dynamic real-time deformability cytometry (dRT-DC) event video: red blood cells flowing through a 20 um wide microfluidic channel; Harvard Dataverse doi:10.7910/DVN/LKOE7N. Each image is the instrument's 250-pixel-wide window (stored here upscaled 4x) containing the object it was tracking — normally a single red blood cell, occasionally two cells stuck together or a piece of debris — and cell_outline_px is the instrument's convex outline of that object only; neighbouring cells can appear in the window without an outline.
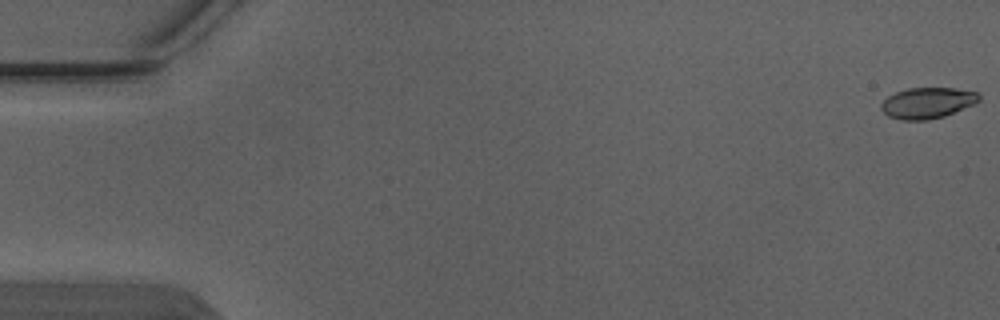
{"species": "Egyptian fruit bat (a non-hibernating species)", "species_latin": "Rousettus aegyptiacus", "temperature_condition": "warm", "stored_images_in_passage": 5, "camera_frame_rate_fps": 3000, "um_per_image_px": 0.085, "animal": {"sex": "male"}, "frame": {"image": 1, "passage_image": 1, "time_ms": 0.0, "image_size_px": [1000, 320], "cell_outline_px": [[980, 100], [972, 104], [944, 116], [928, 120], [900, 120], [888, 116], [880, 108], [880, 104], [888, 96], [896, 92], [908, 88], [956, 88], [976, 92], [980, 96]], "centroid_in_image_um": [78.79, 8.75], "position_along_channel_um": 6.2, "area_um2": 17.51}}
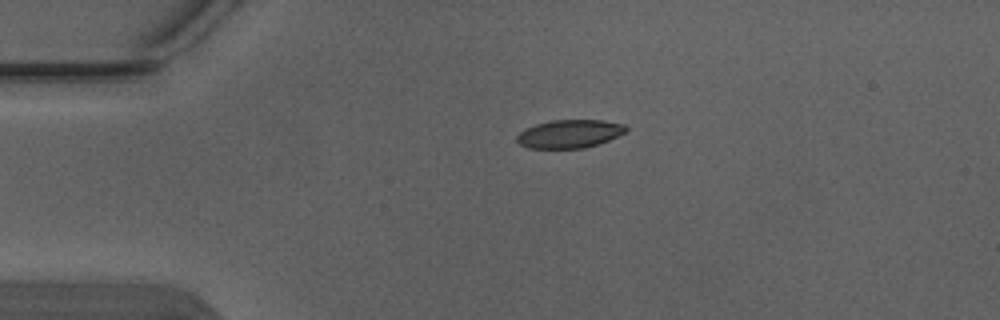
{"frame": {"image": 2, "passage_image": 4, "time_ms": 1.0, "image_size_px": [1000, 320], "cell_outline_px": [[628, 132], [608, 140], [584, 148], [528, 148], [520, 144], [516, 140], [516, 136], [520, 132], [536, 124], [552, 120], [604, 120], [624, 124], [628, 128]], "centroid_in_image_um": [48.44, 11.37], "position_along_channel_um": 36.6, "area_um2": 17.92}}